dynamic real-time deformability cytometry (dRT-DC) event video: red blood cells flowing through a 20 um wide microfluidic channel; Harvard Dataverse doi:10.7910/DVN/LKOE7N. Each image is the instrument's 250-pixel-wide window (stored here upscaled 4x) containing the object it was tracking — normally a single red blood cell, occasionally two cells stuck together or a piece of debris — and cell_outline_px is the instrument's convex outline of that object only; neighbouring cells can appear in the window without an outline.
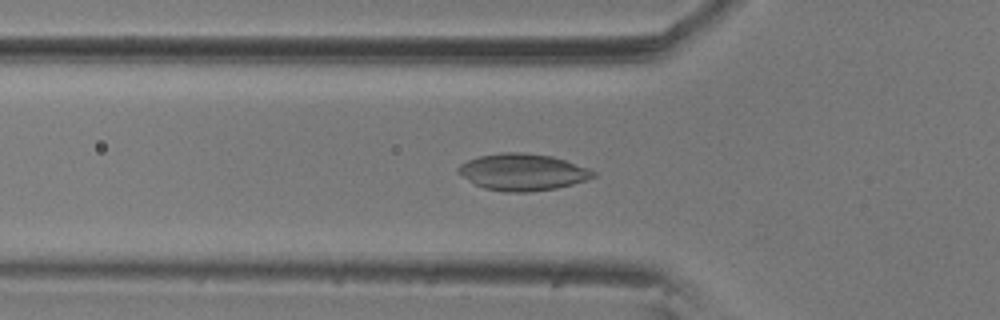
{"species": "common noctule bat (a hibernating species)", "species_latin": "Nyctalus noctula", "temperature_condition": "room temperature", "stored_images_in_passage": 46, "camera_frame_rate_fps": 3000, "um_per_image_px": 0.085, "animal": {"sex": "male", "body_mass_g": 20.5, "forearm_length_mm": 52.5}, "frame": {"image": 1, "passage_image": 8, "time_ms": 2.333, "image_size_px": [1000, 320], "cell_outline_px": [[596, 176], [588, 180], [556, 188], [528, 192], [504, 192], [484, 188], [476, 184], [456, 172], [456, 168], [460, 164], [468, 160], [480, 156], [504, 152], [520, 152], [552, 156], [588, 168], [596, 172]], "centroid_in_image_um": [44.42, 14.63], "position_along_channel_um": 81.4, "area_um2": 28.78}}
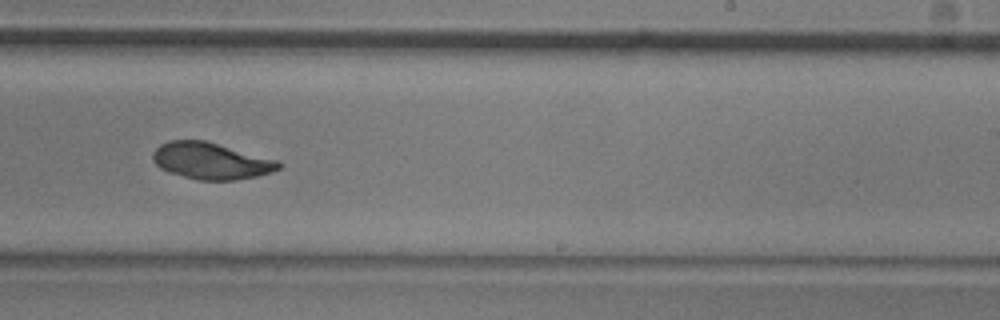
{"frame": {"image": 2, "passage_image": 24, "time_ms": 7.667, "image_size_px": [1000, 320], "cell_outline_px": [[284, 164], [280, 168], [272, 172], [256, 176], [236, 180], [196, 180], [168, 172], [160, 168], [152, 160], [152, 152], [160, 144], [168, 140], [204, 140], [280, 160]], "centroid_in_image_um": [17.95, 13.67], "position_along_channel_um": 271.1, "area_um2": 27.17}}
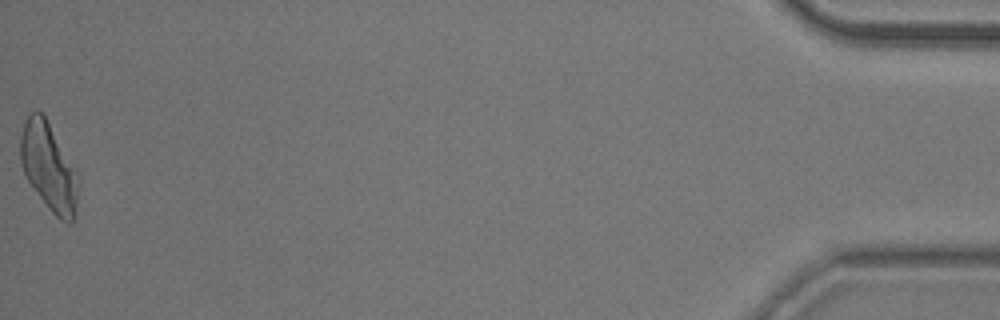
{"frame": {"image": 3, "passage_image": 46, "time_ms": 15.0, "image_size_px": [1000, 320], "cell_outline_px": [[80, 180], [76, 204], [72, 220], [68, 224], [60, 220], [48, 208], [28, 180], [24, 172], [20, 160], [20, 136], [24, 120], [28, 112], [36, 108], [44, 116]], "centroid_in_image_um": [4.11, 14.17], "position_along_channel_um": 431.1, "area_um2": 29.02}, "authors_computed_cell_mechanics": {"area_um2": 26.877, "velocity_mm_per_s": 3.5375, "shape_relaxation_time_tau1_ms": null, "shape_relaxation_time_tau2_ms": 2.0187, "deformation_change_tau1": null, "deformation_change_tau2": 0.0455}}